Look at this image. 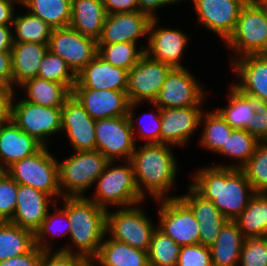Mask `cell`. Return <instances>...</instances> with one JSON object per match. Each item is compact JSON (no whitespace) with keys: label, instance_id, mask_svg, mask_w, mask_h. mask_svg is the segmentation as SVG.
Wrapping results in <instances>:
<instances>
[{"label":"cell","instance_id":"cell-1","mask_svg":"<svg viewBox=\"0 0 267 266\" xmlns=\"http://www.w3.org/2000/svg\"><path fill=\"white\" fill-rule=\"evenodd\" d=\"M193 180L190 186L231 221L237 219L256 193L241 169L206 167L196 172Z\"/></svg>","mask_w":267,"mask_h":266},{"label":"cell","instance_id":"cell-2","mask_svg":"<svg viewBox=\"0 0 267 266\" xmlns=\"http://www.w3.org/2000/svg\"><path fill=\"white\" fill-rule=\"evenodd\" d=\"M169 146L171 145L145 143L138 150L136 147L131 155L135 183L143 198L145 191H148L156 200L165 199V195L172 189L177 163Z\"/></svg>","mask_w":267,"mask_h":266},{"label":"cell","instance_id":"cell-3","mask_svg":"<svg viewBox=\"0 0 267 266\" xmlns=\"http://www.w3.org/2000/svg\"><path fill=\"white\" fill-rule=\"evenodd\" d=\"M106 213V209L86 196L66 197V214L71 224L69 236L77 247L76 255L85 260L98 255L104 236H107Z\"/></svg>","mask_w":267,"mask_h":266},{"label":"cell","instance_id":"cell-4","mask_svg":"<svg viewBox=\"0 0 267 266\" xmlns=\"http://www.w3.org/2000/svg\"><path fill=\"white\" fill-rule=\"evenodd\" d=\"M110 161L99 151H75L58 163L59 188L62 197H83L103 173Z\"/></svg>","mask_w":267,"mask_h":266},{"label":"cell","instance_id":"cell-5","mask_svg":"<svg viewBox=\"0 0 267 266\" xmlns=\"http://www.w3.org/2000/svg\"><path fill=\"white\" fill-rule=\"evenodd\" d=\"M225 43L239 52V57L267 54V9L259 0H248L242 7L235 29Z\"/></svg>","mask_w":267,"mask_h":266},{"label":"cell","instance_id":"cell-6","mask_svg":"<svg viewBox=\"0 0 267 266\" xmlns=\"http://www.w3.org/2000/svg\"><path fill=\"white\" fill-rule=\"evenodd\" d=\"M138 102L129 104L127 116L96 120L95 139L96 150L109 161L123 158L130 161L135 143V123L133 108Z\"/></svg>","mask_w":267,"mask_h":266},{"label":"cell","instance_id":"cell-7","mask_svg":"<svg viewBox=\"0 0 267 266\" xmlns=\"http://www.w3.org/2000/svg\"><path fill=\"white\" fill-rule=\"evenodd\" d=\"M5 172L17 183L38 189L52 197L62 196L58 161L43 146L37 153L13 163Z\"/></svg>","mask_w":267,"mask_h":266},{"label":"cell","instance_id":"cell-8","mask_svg":"<svg viewBox=\"0 0 267 266\" xmlns=\"http://www.w3.org/2000/svg\"><path fill=\"white\" fill-rule=\"evenodd\" d=\"M126 164L111 167L110 161L103 173L97 178L96 196L92 200L98 206L107 210L108 205L129 207L139 205L144 198L135 183L133 167L130 161Z\"/></svg>","mask_w":267,"mask_h":266},{"label":"cell","instance_id":"cell-9","mask_svg":"<svg viewBox=\"0 0 267 266\" xmlns=\"http://www.w3.org/2000/svg\"><path fill=\"white\" fill-rule=\"evenodd\" d=\"M156 227L135 205L121 207L115 212L106 213V233L110 238L126 243L142 251H149L151 237ZM112 236V237H111Z\"/></svg>","mask_w":267,"mask_h":266},{"label":"cell","instance_id":"cell-10","mask_svg":"<svg viewBox=\"0 0 267 266\" xmlns=\"http://www.w3.org/2000/svg\"><path fill=\"white\" fill-rule=\"evenodd\" d=\"M156 201L161 203L157 228L179 246L199 244V223L191 208L179 196Z\"/></svg>","mask_w":267,"mask_h":266},{"label":"cell","instance_id":"cell-11","mask_svg":"<svg viewBox=\"0 0 267 266\" xmlns=\"http://www.w3.org/2000/svg\"><path fill=\"white\" fill-rule=\"evenodd\" d=\"M61 107H45L21 99L14 105L12 102L11 120L29 136L34 137L43 146L53 133L61 130Z\"/></svg>","mask_w":267,"mask_h":266},{"label":"cell","instance_id":"cell-12","mask_svg":"<svg viewBox=\"0 0 267 266\" xmlns=\"http://www.w3.org/2000/svg\"><path fill=\"white\" fill-rule=\"evenodd\" d=\"M48 50L61 57L77 75L98 54V45L94 38L67 26L52 29Z\"/></svg>","mask_w":267,"mask_h":266},{"label":"cell","instance_id":"cell-13","mask_svg":"<svg viewBox=\"0 0 267 266\" xmlns=\"http://www.w3.org/2000/svg\"><path fill=\"white\" fill-rule=\"evenodd\" d=\"M171 69V66L153 60L144 54L139 62L128 72L126 90L128 101L130 103H139L147 100L152 103Z\"/></svg>","mask_w":267,"mask_h":266},{"label":"cell","instance_id":"cell-14","mask_svg":"<svg viewBox=\"0 0 267 266\" xmlns=\"http://www.w3.org/2000/svg\"><path fill=\"white\" fill-rule=\"evenodd\" d=\"M202 90L187 68H172L152 104L160 109L201 106Z\"/></svg>","mask_w":267,"mask_h":266},{"label":"cell","instance_id":"cell-15","mask_svg":"<svg viewBox=\"0 0 267 266\" xmlns=\"http://www.w3.org/2000/svg\"><path fill=\"white\" fill-rule=\"evenodd\" d=\"M248 0H192L198 20L226 41Z\"/></svg>","mask_w":267,"mask_h":266},{"label":"cell","instance_id":"cell-16","mask_svg":"<svg viewBox=\"0 0 267 266\" xmlns=\"http://www.w3.org/2000/svg\"><path fill=\"white\" fill-rule=\"evenodd\" d=\"M61 117V130H65L75 151L96 150L95 122L71 95L64 103Z\"/></svg>","mask_w":267,"mask_h":266},{"label":"cell","instance_id":"cell-17","mask_svg":"<svg viewBox=\"0 0 267 266\" xmlns=\"http://www.w3.org/2000/svg\"><path fill=\"white\" fill-rule=\"evenodd\" d=\"M152 18L148 28V47L145 54L153 60L160 61L172 68H184L181 56L188 44V37L177 29L155 28L158 21ZM155 28V29H154Z\"/></svg>","mask_w":267,"mask_h":266},{"label":"cell","instance_id":"cell-18","mask_svg":"<svg viewBox=\"0 0 267 266\" xmlns=\"http://www.w3.org/2000/svg\"><path fill=\"white\" fill-rule=\"evenodd\" d=\"M72 95L95 120L127 116L130 102L126 91L73 87Z\"/></svg>","mask_w":267,"mask_h":266},{"label":"cell","instance_id":"cell-19","mask_svg":"<svg viewBox=\"0 0 267 266\" xmlns=\"http://www.w3.org/2000/svg\"><path fill=\"white\" fill-rule=\"evenodd\" d=\"M151 18L141 11L108 14L97 44L130 42L148 35Z\"/></svg>","mask_w":267,"mask_h":266},{"label":"cell","instance_id":"cell-20","mask_svg":"<svg viewBox=\"0 0 267 266\" xmlns=\"http://www.w3.org/2000/svg\"><path fill=\"white\" fill-rule=\"evenodd\" d=\"M202 113L199 106L161 109V143L185 145L199 127Z\"/></svg>","mask_w":267,"mask_h":266},{"label":"cell","instance_id":"cell-21","mask_svg":"<svg viewBox=\"0 0 267 266\" xmlns=\"http://www.w3.org/2000/svg\"><path fill=\"white\" fill-rule=\"evenodd\" d=\"M128 70L115 67L98 54L76 75L74 87L126 91Z\"/></svg>","mask_w":267,"mask_h":266},{"label":"cell","instance_id":"cell-22","mask_svg":"<svg viewBox=\"0 0 267 266\" xmlns=\"http://www.w3.org/2000/svg\"><path fill=\"white\" fill-rule=\"evenodd\" d=\"M51 202L52 196L28 185L18 184L16 209L9 222L35 233L46 218Z\"/></svg>","mask_w":267,"mask_h":266},{"label":"cell","instance_id":"cell-23","mask_svg":"<svg viewBox=\"0 0 267 266\" xmlns=\"http://www.w3.org/2000/svg\"><path fill=\"white\" fill-rule=\"evenodd\" d=\"M231 62L241 80L231 87L267 102V54L234 57Z\"/></svg>","mask_w":267,"mask_h":266},{"label":"cell","instance_id":"cell-24","mask_svg":"<svg viewBox=\"0 0 267 266\" xmlns=\"http://www.w3.org/2000/svg\"><path fill=\"white\" fill-rule=\"evenodd\" d=\"M43 145L23 132L12 120L0 126V171L37 153Z\"/></svg>","mask_w":267,"mask_h":266},{"label":"cell","instance_id":"cell-25","mask_svg":"<svg viewBox=\"0 0 267 266\" xmlns=\"http://www.w3.org/2000/svg\"><path fill=\"white\" fill-rule=\"evenodd\" d=\"M106 16L103 0H72L69 26L82 35L98 40Z\"/></svg>","mask_w":267,"mask_h":266},{"label":"cell","instance_id":"cell-26","mask_svg":"<svg viewBox=\"0 0 267 266\" xmlns=\"http://www.w3.org/2000/svg\"><path fill=\"white\" fill-rule=\"evenodd\" d=\"M47 51L48 44L14 43L11 50L13 84L20 85L28 79L37 77L40 63Z\"/></svg>","mask_w":267,"mask_h":266},{"label":"cell","instance_id":"cell-27","mask_svg":"<svg viewBox=\"0 0 267 266\" xmlns=\"http://www.w3.org/2000/svg\"><path fill=\"white\" fill-rule=\"evenodd\" d=\"M245 237L235 221L228 220L210 247L213 266H239Z\"/></svg>","mask_w":267,"mask_h":266},{"label":"cell","instance_id":"cell-28","mask_svg":"<svg viewBox=\"0 0 267 266\" xmlns=\"http://www.w3.org/2000/svg\"><path fill=\"white\" fill-rule=\"evenodd\" d=\"M94 259L101 266H150L147 251L105 236Z\"/></svg>","mask_w":267,"mask_h":266},{"label":"cell","instance_id":"cell-29","mask_svg":"<svg viewBox=\"0 0 267 266\" xmlns=\"http://www.w3.org/2000/svg\"><path fill=\"white\" fill-rule=\"evenodd\" d=\"M26 91L24 100L45 107H62L72 91L61 83L39 77L31 78L18 85Z\"/></svg>","mask_w":267,"mask_h":266},{"label":"cell","instance_id":"cell-30","mask_svg":"<svg viewBox=\"0 0 267 266\" xmlns=\"http://www.w3.org/2000/svg\"><path fill=\"white\" fill-rule=\"evenodd\" d=\"M243 236L266 237L267 235V192L255 193L247 207L235 220Z\"/></svg>","mask_w":267,"mask_h":266},{"label":"cell","instance_id":"cell-31","mask_svg":"<svg viewBox=\"0 0 267 266\" xmlns=\"http://www.w3.org/2000/svg\"><path fill=\"white\" fill-rule=\"evenodd\" d=\"M34 246L33 231L9 221L0 222V261L28 253Z\"/></svg>","mask_w":267,"mask_h":266},{"label":"cell","instance_id":"cell-32","mask_svg":"<svg viewBox=\"0 0 267 266\" xmlns=\"http://www.w3.org/2000/svg\"><path fill=\"white\" fill-rule=\"evenodd\" d=\"M28 12L54 28L67 27L71 21L72 0H26Z\"/></svg>","mask_w":267,"mask_h":266},{"label":"cell","instance_id":"cell-33","mask_svg":"<svg viewBox=\"0 0 267 266\" xmlns=\"http://www.w3.org/2000/svg\"><path fill=\"white\" fill-rule=\"evenodd\" d=\"M228 98V107L217 111L233 129H246L255 115L254 97L231 87Z\"/></svg>","mask_w":267,"mask_h":266},{"label":"cell","instance_id":"cell-34","mask_svg":"<svg viewBox=\"0 0 267 266\" xmlns=\"http://www.w3.org/2000/svg\"><path fill=\"white\" fill-rule=\"evenodd\" d=\"M13 25L16 34L13 37L14 43L33 42L49 44L53 28L40 17L28 12L24 16H15Z\"/></svg>","mask_w":267,"mask_h":266},{"label":"cell","instance_id":"cell-35","mask_svg":"<svg viewBox=\"0 0 267 266\" xmlns=\"http://www.w3.org/2000/svg\"><path fill=\"white\" fill-rule=\"evenodd\" d=\"M260 141L252 136L246 129H234L224 145L217 153L224 156L233 157L241 162L233 165H222L221 167H231L241 169L252 157Z\"/></svg>","mask_w":267,"mask_h":266},{"label":"cell","instance_id":"cell-36","mask_svg":"<svg viewBox=\"0 0 267 266\" xmlns=\"http://www.w3.org/2000/svg\"><path fill=\"white\" fill-rule=\"evenodd\" d=\"M98 55L115 67L131 70L145 54L142 45L137 50V44L130 42H117L112 44H97Z\"/></svg>","mask_w":267,"mask_h":266},{"label":"cell","instance_id":"cell-37","mask_svg":"<svg viewBox=\"0 0 267 266\" xmlns=\"http://www.w3.org/2000/svg\"><path fill=\"white\" fill-rule=\"evenodd\" d=\"M202 113L200 125L204 122V130L201 136V145L208 150L218 152L234 130L216 110Z\"/></svg>","mask_w":267,"mask_h":266},{"label":"cell","instance_id":"cell-38","mask_svg":"<svg viewBox=\"0 0 267 266\" xmlns=\"http://www.w3.org/2000/svg\"><path fill=\"white\" fill-rule=\"evenodd\" d=\"M181 246L156 228L148 251L150 266H176Z\"/></svg>","mask_w":267,"mask_h":266},{"label":"cell","instance_id":"cell-39","mask_svg":"<svg viewBox=\"0 0 267 266\" xmlns=\"http://www.w3.org/2000/svg\"><path fill=\"white\" fill-rule=\"evenodd\" d=\"M256 193L267 192V141H260L254 154L241 168Z\"/></svg>","mask_w":267,"mask_h":266},{"label":"cell","instance_id":"cell-40","mask_svg":"<svg viewBox=\"0 0 267 266\" xmlns=\"http://www.w3.org/2000/svg\"><path fill=\"white\" fill-rule=\"evenodd\" d=\"M37 77L65 84L71 91L76 83V75L67 63L49 50L40 63Z\"/></svg>","mask_w":267,"mask_h":266},{"label":"cell","instance_id":"cell-41","mask_svg":"<svg viewBox=\"0 0 267 266\" xmlns=\"http://www.w3.org/2000/svg\"><path fill=\"white\" fill-rule=\"evenodd\" d=\"M63 206H65L64 207V209H57V208H55L54 210H55V212H54V214L52 215H50L49 213L50 212H48V214H47V216H46V218L42 221V224H41V226L36 230V232L34 233V236H35V245L37 246V247H39L41 250H43V251H51V249H50V247L48 246L49 244L47 243H45V241L44 240H46V238L45 237H47V236H49V235H51V236H56V234H57V236H59V235H65V234H68V233H70V222H69V219H68V215L66 214V197H63ZM55 219H59L60 220V222H58V221H55ZM62 221V222H61ZM64 221V222H63ZM55 222H58V224L59 223H63V224H65L64 225V227L62 228V225H61V232H60V230L58 229V232H60V234L57 232V226L56 227H54L57 223H55ZM55 223V224H54ZM66 226V227H65ZM55 228V229H54ZM62 229H64V230H62ZM54 231V232H53ZM56 231V232H55ZM63 231V232H62ZM55 233V234H54ZM62 233V234H61ZM59 234V235H58ZM47 235V236H46Z\"/></svg>","mask_w":267,"mask_h":266},{"label":"cell","instance_id":"cell-42","mask_svg":"<svg viewBox=\"0 0 267 266\" xmlns=\"http://www.w3.org/2000/svg\"><path fill=\"white\" fill-rule=\"evenodd\" d=\"M240 266H267V237H247L244 240Z\"/></svg>","mask_w":267,"mask_h":266},{"label":"cell","instance_id":"cell-43","mask_svg":"<svg viewBox=\"0 0 267 266\" xmlns=\"http://www.w3.org/2000/svg\"><path fill=\"white\" fill-rule=\"evenodd\" d=\"M18 184L0 171V222L10 221L16 209Z\"/></svg>","mask_w":267,"mask_h":266},{"label":"cell","instance_id":"cell-44","mask_svg":"<svg viewBox=\"0 0 267 266\" xmlns=\"http://www.w3.org/2000/svg\"><path fill=\"white\" fill-rule=\"evenodd\" d=\"M193 211L198 223L208 219H226L212 201L204 199L191 186L189 193L179 196Z\"/></svg>","mask_w":267,"mask_h":266},{"label":"cell","instance_id":"cell-45","mask_svg":"<svg viewBox=\"0 0 267 266\" xmlns=\"http://www.w3.org/2000/svg\"><path fill=\"white\" fill-rule=\"evenodd\" d=\"M176 266H213L210 247L201 244L181 246Z\"/></svg>","mask_w":267,"mask_h":266},{"label":"cell","instance_id":"cell-46","mask_svg":"<svg viewBox=\"0 0 267 266\" xmlns=\"http://www.w3.org/2000/svg\"><path fill=\"white\" fill-rule=\"evenodd\" d=\"M85 259L76 255L67 246L52 254L51 251H43L40 266H83Z\"/></svg>","mask_w":267,"mask_h":266},{"label":"cell","instance_id":"cell-47","mask_svg":"<svg viewBox=\"0 0 267 266\" xmlns=\"http://www.w3.org/2000/svg\"><path fill=\"white\" fill-rule=\"evenodd\" d=\"M255 115L246 130L259 141H267V102L254 97Z\"/></svg>","mask_w":267,"mask_h":266},{"label":"cell","instance_id":"cell-48","mask_svg":"<svg viewBox=\"0 0 267 266\" xmlns=\"http://www.w3.org/2000/svg\"><path fill=\"white\" fill-rule=\"evenodd\" d=\"M227 221V219L201 220L199 223V244L211 247Z\"/></svg>","mask_w":267,"mask_h":266},{"label":"cell","instance_id":"cell-49","mask_svg":"<svg viewBox=\"0 0 267 266\" xmlns=\"http://www.w3.org/2000/svg\"><path fill=\"white\" fill-rule=\"evenodd\" d=\"M156 107H157L156 110L158 111L157 115L153 113L148 114V117L151 118V121H150L151 125L149 126V128L147 127L148 129L145 126L143 127H145L146 129L141 127L142 121L139 123L140 129L138 130V132L142 136L141 139L147 140L146 144L161 143V115H160L161 109L158 106H155V108Z\"/></svg>","mask_w":267,"mask_h":266},{"label":"cell","instance_id":"cell-50","mask_svg":"<svg viewBox=\"0 0 267 266\" xmlns=\"http://www.w3.org/2000/svg\"><path fill=\"white\" fill-rule=\"evenodd\" d=\"M42 252L43 250L35 245L28 253L0 261V266H40Z\"/></svg>","mask_w":267,"mask_h":266},{"label":"cell","instance_id":"cell-51","mask_svg":"<svg viewBox=\"0 0 267 266\" xmlns=\"http://www.w3.org/2000/svg\"><path fill=\"white\" fill-rule=\"evenodd\" d=\"M0 87L14 88L11 52H0Z\"/></svg>","mask_w":267,"mask_h":266},{"label":"cell","instance_id":"cell-52","mask_svg":"<svg viewBox=\"0 0 267 266\" xmlns=\"http://www.w3.org/2000/svg\"><path fill=\"white\" fill-rule=\"evenodd\" d=\"M14 90L0 87V126L11 121Z\"/></svg>","mask_w":267,"mask_h":266},{"label":"cell","instance_id":"cell-53","mask_svg":"<svg viewBox=\"0 0 267 266\" xmlns=\"http://www.w3.org/2000/svg\"><path fill=\"white\" fill-rule=\"evenodd\" d=\"M103 4L107 15L139 11L137 0H103Z\"/></svg>","mask_w":267,"mask_h":266},{"label":"cell","instance_id":"cell-54","mask_svg":"<svg viewBox=\"0 0 267 266\" xmlns=\"http://www.w3.org/2000/svg\"><path fill=\"white\" fill-rule=\"evenodd\" d=\"M182 0H137L139 11L146 13L151 19L156 18L155 9L164 5L174 4ZM154 11V12H153Z\"/></svg>","mask_w":267,"mask_h":266},{"label":"cell","instance_id":"cell-55","mask_svg":"<svg viewBox=\"0 0 267 266\" xmlns=\"http://www.w3.org/2000/svg\"><path fill=\"white\" fill-rule=\"evenodd\" d=\"M16 0H0V25L13 24Z\"/></svg>","mask_w":267,"mask_h":266},{"label":"cell","instance_id":"cell-56","mask_svg":"<svg viewBox=\"0 0 267 266\" xmlns=\"http://www.w3.org/2000/svg\"><path fill=\"white\" fill-rule=\"evenodd\" d=\"M10 25H0V52H11L13 48L14 33Z\"/></svg>","mask_w":267,"mask_h":266},{"label":"cell","instance_id":"cell-57","mask_svg":"<svg viewBox=\"0 0 267 266\" xmlns=\"http://www.w3.org/2000/svg\"><path fill=\"white\" fill-rule=\"evenodd\" d=\"M95 263H96V260L95 259H86L85 260V263H84V266H94Z\"/></svg>","mask_w":267,"mask_h":266},{"label":"cell","instance_id":"cell-58","mask_svg":"<svg viewBox=\"0 0 267 266\" xmlns=\"http://www.w3.org/2000/svg\"><path fill=\"white\" fill-rule=\"evenodd\" d=\"M263 5L264 7L267 9V0H259Z\"/></svg>","mask_w":267,"mask_h":266},{"label":"cell","instance_id":"cell-59","mask_svg":"<svg viewBox=\"0 0 267 266\" xmlns=\"http://www.w3.org/2000/svg\"><path fill=\"white\" fill-rule=\"evenodd\" d=\"M18 3L23 4L25 0H16Z\"/></svg>","mask_w":267,"mask_h":266}]
</instances>
